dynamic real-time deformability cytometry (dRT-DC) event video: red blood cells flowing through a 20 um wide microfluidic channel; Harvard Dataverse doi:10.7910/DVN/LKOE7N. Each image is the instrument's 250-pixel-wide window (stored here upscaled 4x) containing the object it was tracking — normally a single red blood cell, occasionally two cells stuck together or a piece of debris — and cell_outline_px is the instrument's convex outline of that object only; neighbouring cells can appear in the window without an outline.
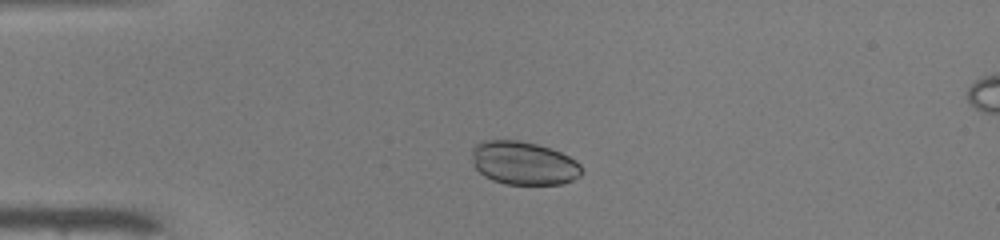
{"species": "common noctule bat (a hibernating species)", "species_latin": "Nyctalus noctula", "temperature_condition": "warm", "stored_images_in_passage": 39, "camera_frame_rate_fps": 3000, "um_per_image_px": 0.085, "animal": {"sex": "male", "body_mass_g": 19.0, "forearm_length_mm": 50.8}, "frame": {"image": 1, "passage_image": 1, "time_ms": 0.0, "image_size_px": [1000, 240], "cell_outline_px": [[584, 172], [580, 176], [564, 184], [504, 184], [492, 180], [484, 176], [472, 164], [472, 148], [476, 144], [484, 140], [520, 140], [536, 144], [560, 152], [576, 160], [580, 164]], "centroid_in_image_um": [44.51, 13.87], "position_along_channel_um": 40.5, "area_um2": 27.92}}
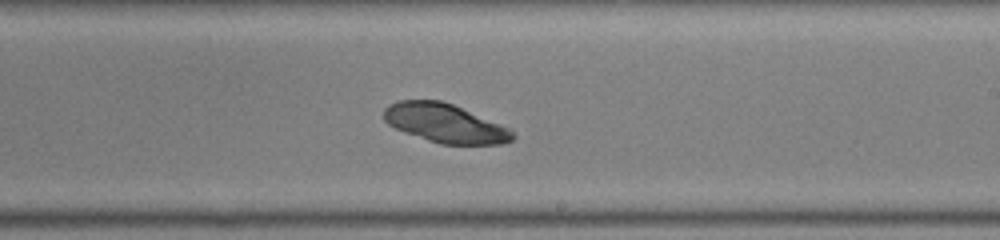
{"frame": {"image": 2, "passage_image": 19, "time_ms": 6.0, "image_size_px": [1000, 240], "cell_outline_px": [[516, 136], [512, 140], [500, 144], [440, 144], [404, 132], [388, 124], [384, 120], [384, 108], [388, 104], [400, 100], [440, 100], [452, 104], [512, 128]], "centroid_in_image_um": [37.85, 10.47], "position_along_channel_um": 251.2, "area_um2": 29.19}}
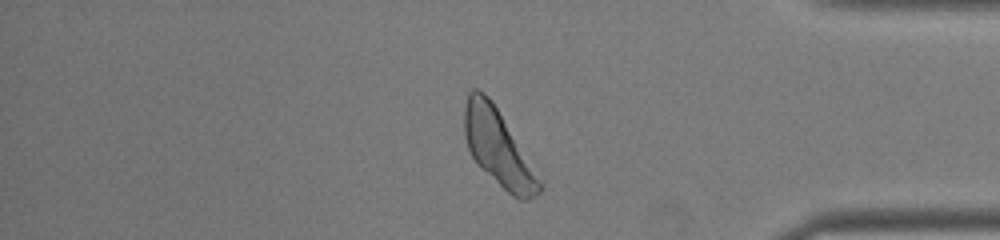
{"frame": {"image": 3, "passage_image": 31, "time_ms": 10.0, "image_size_px": [1000, 240], "cell_outline_px": [[544, 188], [536, 196], [528, 200], [520, 200], [512, 196], [480, 168], [472, 156], [468, 148], [464, 136], [464, 108], [468, 92], [472, 88], [480, 88], [492, 100], [544, 184]], "centroid_in_image_um": [42.34, 12.57], "position_along_channel_um": 392.9, "area_um2": 33.41}, "authors_computed_cell_mechanics": {"area_um2": 29.767, "velocity_mm_per_s": 4.0604, "shape_relaxation_time_tau1_ms": 0.2737, "shape_relaxation_time_tau2_ms": null, "deformation_change_tau1": 0.0229, "deformation_change_tau2": null}}